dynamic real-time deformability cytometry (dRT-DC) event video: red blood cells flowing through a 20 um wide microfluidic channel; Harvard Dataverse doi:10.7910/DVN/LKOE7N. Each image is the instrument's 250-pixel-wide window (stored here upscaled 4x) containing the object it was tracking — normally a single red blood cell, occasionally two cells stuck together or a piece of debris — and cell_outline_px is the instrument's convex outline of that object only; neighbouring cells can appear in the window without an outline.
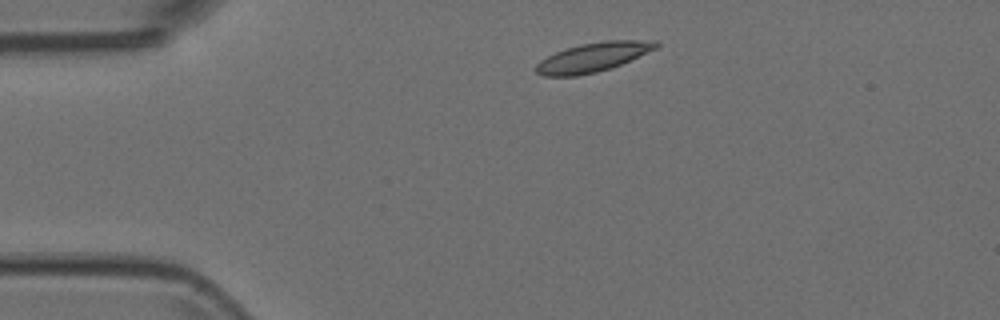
{"species": "Egyptian fruit bat (a non-hibernating species)", "species_latin": "Rousettus aegyptiacus", "temperature_condition": "room temperature", "stored_images_in_passage": 39, "camera_frame_rate_fps": 3000, "um_per_image_px": 0.085, "animal": {"sex": "female"}, "frame": {"image": 1, "passage_image": 1, "time_ms": 0.0, "image_size_px": [1000, 320], "cell_outline_px": [[660, 44], [656, 48], [620, 64], [596, 72], [576, 76], [544, 76], [536, 72], [532, 68], [540, 60], [564, 48], [580, 44], [604, 40], [656, 40]], "centroid_in_image_um": [50.35, 4.85], "position_along_channel_um": 34.6, "area_um2": 20.35}}
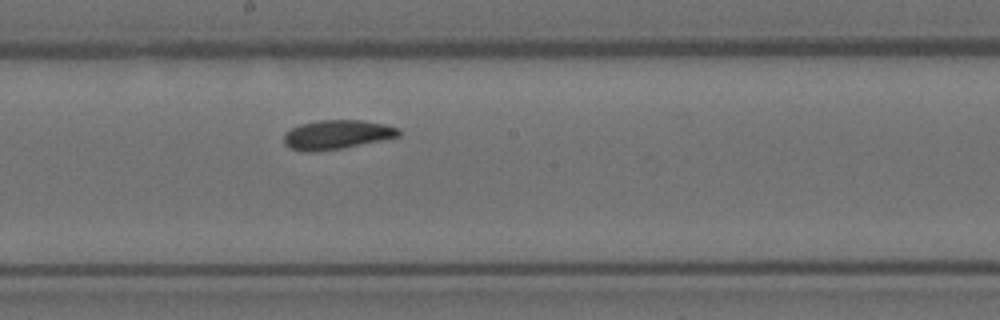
{"frame": {"image": 2, "passage_image": 19, "time_ms": 6.0, "image_size_px": [1000, 320], "cell_outline_px": [[400, 136], [344, 148], [312, 152], [304, 152], [288, 148], [284, 144], [284, 132], [300, 124], [320, 120], [364, 120], [384, 124], [400, 128]], "centroid_in_image_um": [28.61, 11.45], "position_along_channel_um": 219.6, "area_um2": 19.71}}
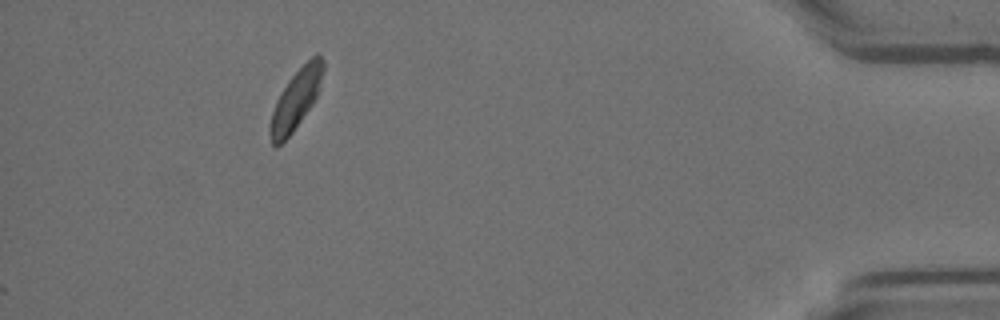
{"frame": {"image": 3, "passage_image": 39, "time_ms": 12.667, "image_size_px": [1000, 320], "cell_outline_px": [[324, 68], [320, 88], [312, 104], [292, 132], [276, 148], [272, 144], [268, 128], [272, 112], [276, 100], [280, 92], [288, 80], [316, 52], [324, 60]], "centroid_in_image_um": [25.14, 8.44], "position_along_channel_um": 410.1, "area_um2": 18.32}}